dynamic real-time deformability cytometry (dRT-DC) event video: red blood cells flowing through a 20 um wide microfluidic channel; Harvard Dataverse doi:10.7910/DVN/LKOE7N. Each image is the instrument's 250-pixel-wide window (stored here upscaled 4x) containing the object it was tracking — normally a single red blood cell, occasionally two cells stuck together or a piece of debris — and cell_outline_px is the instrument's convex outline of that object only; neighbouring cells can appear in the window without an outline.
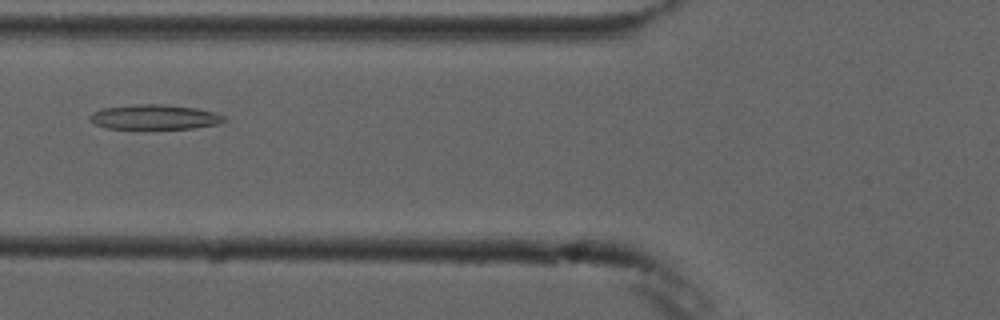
{"species": "common noctule bat (a hibernating species)", "species_latin": "Nyctalus noctula", "temperature_condition": "cold", "stored_images_in_passage": 4, "camera_frame_rate_fps": 3000, "um_per_image_px": 0.085, "animal": {"sex": "male", "forearm_length_mm": 52.5}, "frame": {"image": 1, "passage_image": 4, "time_ms": 6.667, "image_size_px": [1000, 320], "cell_outline_px": [[228, 120], [216, 124], [196, 128], [108, 128], [96, 124], [88, 120], [88, 116], [92, 112], [104, 108], [136, 104], [160, 104], [196, 108], [212, 112], [224, 116]], "centroid_in_image_um": [13.12, 9.94], "position_along_channel_um": 112.7, "area_um2": 19.19}}